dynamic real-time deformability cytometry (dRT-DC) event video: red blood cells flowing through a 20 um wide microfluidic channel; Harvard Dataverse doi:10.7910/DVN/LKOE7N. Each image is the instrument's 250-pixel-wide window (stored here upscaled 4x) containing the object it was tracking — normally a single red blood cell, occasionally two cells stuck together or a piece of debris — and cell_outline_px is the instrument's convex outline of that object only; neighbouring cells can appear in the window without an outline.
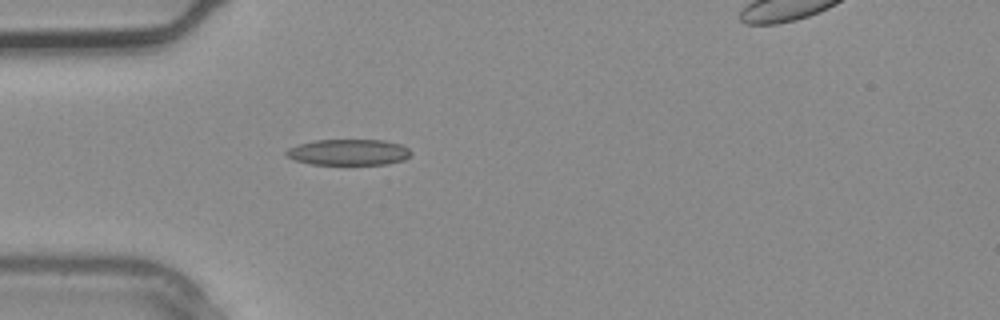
{"species": "common noctule bat (a hibernating species)", "species_latin": "Nyctalus noctula", "temperature_condition": "warm", "stored_images_in_passage": 2, "camera_frame_rate_fps": 3000, "um_per_image_px": 0.085, "animal": {"sex": "male", "body_mass_g": 20.4}, "frame": {"image": 1, "passage_image": 2, "time_ms": 0.333, "image_size_px": [1000, 320], "cell_outline_px": [[412, 152], [404, 160], [388, 164], [312, 164], [292, 160], [284, 156], [284, 152], [288, 148], [300, 144], [316, 140], [384, 140], [400, 144], [408, 148]], "centroid_in_image_um": [29.6, 12.94], "position_along_channel_um": 55.4, "area_um2": 18.96}}